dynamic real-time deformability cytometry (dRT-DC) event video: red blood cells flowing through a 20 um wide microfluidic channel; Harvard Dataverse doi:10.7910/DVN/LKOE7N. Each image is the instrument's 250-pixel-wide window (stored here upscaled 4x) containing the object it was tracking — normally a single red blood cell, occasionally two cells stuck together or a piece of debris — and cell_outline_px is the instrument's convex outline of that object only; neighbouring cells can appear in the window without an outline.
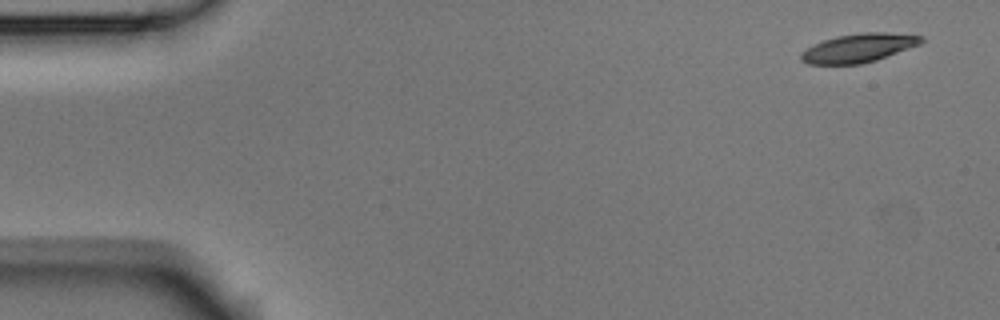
{"species": "Egyptian fruit bat (a non-hibernating species)", "species_latin": "Rousettus aegyptiacus", "temperature_condition": "room temperature", "stored_images_in_passage": 5, "camera_frame_rate_fps": 3000, "um_per_image_px": 0.085, "animal": {"sex": "male"}, "frame": {"image": 1, "passage_image": 1, "time_ms": 0.0, "image_size_px": [1000, 320], "cell_outline_px": [[924, 40], [920, 44], [876, 60], [860, 64], [808, 64], [800, 60], [800, 56], [812, 44], [836, 36], [860, 32], [884, 32], [924, 36]], "centroid_in_image_um": [72.98, 4.07], "position_along_channel_um": 12.0, "area_um2": 20.0}}
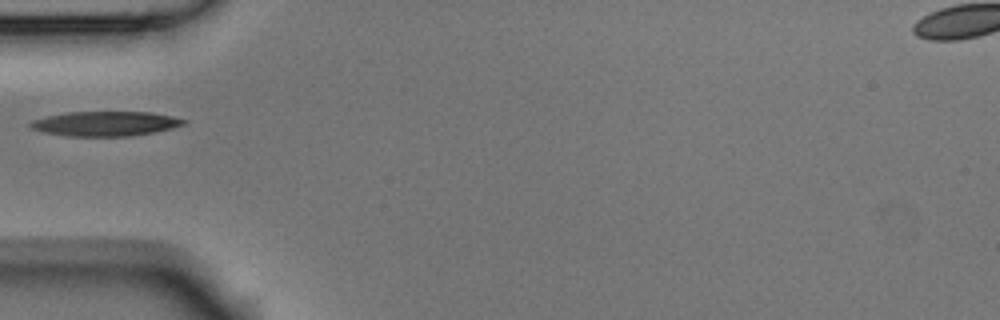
{"frame": {"image": 2, "passage_image": 5, "time_ms": 1.333, "image_size_px": [1000, 320], "cell_outline_px": [[188, 120], [184, 124], [172, 128], [132, 136], [68, 136], [44, 132], [32, 128], [28, 124], [32, 120], [64, 112], [152, 112], [172, 116]], "centroid_in_image_um": [8.96, 10.5], "position_along_channel_um": 76.0, "area_um2": 21.96}}